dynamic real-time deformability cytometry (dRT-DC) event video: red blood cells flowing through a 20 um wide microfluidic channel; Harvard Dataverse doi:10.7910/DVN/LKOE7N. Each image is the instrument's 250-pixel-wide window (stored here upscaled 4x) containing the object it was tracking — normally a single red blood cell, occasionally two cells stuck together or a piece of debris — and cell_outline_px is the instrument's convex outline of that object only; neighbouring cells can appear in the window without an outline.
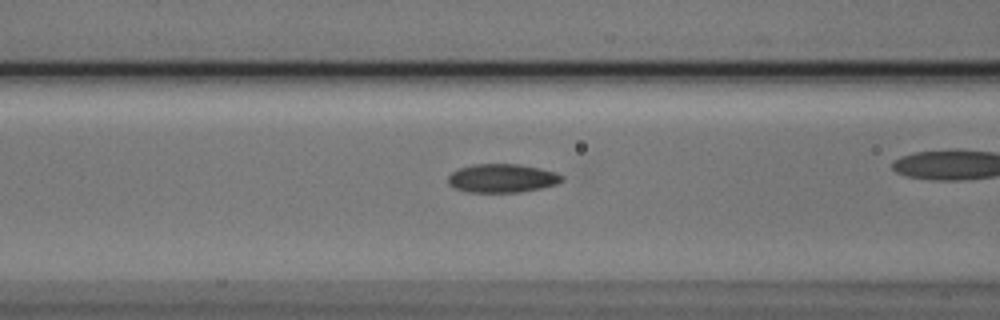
{"species": "Egyptian fruit bat (a non-hibernating species)", "species_latin": "Rousettus aegyptiacus", "temperature_condition": "cold", "stored_images_in_passage": 31, "camera_frame_rate_fps": 3000, "um_per_image_px": 0.085, "animal": {"sex": "male"}, "frame": {"image": 1, "passage_image": 10, "time_ms": 3.0, "image_size_px": [1000, 320], "cell_outline_px": [[564, 180], [556, 184], [540, 188], [520, 192], [468, 192], [452, 188], [448, 184], [448, 176], [456, 168], [472, 164], [520, 164], [540, 168], [556, 172], [564, 176]], "centroid_in_image_um": [42.65, 15.14], "position_along_channel_um": 123.9, "area_um2": 19.25}}